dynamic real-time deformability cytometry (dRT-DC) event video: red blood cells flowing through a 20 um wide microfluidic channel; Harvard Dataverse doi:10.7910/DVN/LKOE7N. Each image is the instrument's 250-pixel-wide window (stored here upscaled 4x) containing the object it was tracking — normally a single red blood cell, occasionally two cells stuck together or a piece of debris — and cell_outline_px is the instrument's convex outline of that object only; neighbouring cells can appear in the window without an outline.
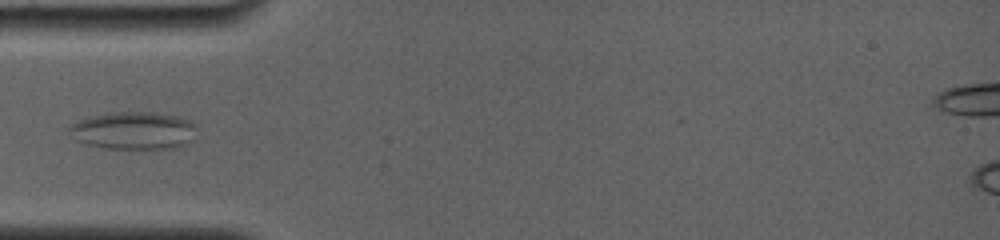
{"species": "common noctule bat (a hibernating species)", "species_latin": "Nyctalus noctula", "temperature_condition": "room temperature", "stored_images_in_passage": 28, "camera_frame_rate_fps": 4000, "um_per_image_px": 0.085, "animal": {"sex": "female", "body_mass_g": 19.0, "forearm_length_mm": 56.7}, "frame": {"image": 1, "passage_image": 1, "time_ms": 0.0, "image_size_px": [1000, 240], "cell_outline_px": [[196, 140], [188, 144], [176, 148], [108, 148], [84, 144], [76, 140], [68, 132], [68, 128], [72, 124], [80, 120], [96, 116], [120, 112], [152, 112], [172, 116], [188, 120], [196, 128]], "centroid_in_image_um": [11.4, 11.12], "position_along_channel_um": 73.6, "area_um2": 27.69}}
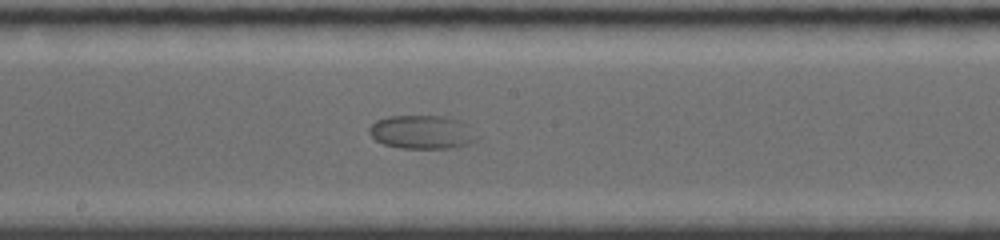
{"frame": {"image": 2, "passage_image": 11, "time_ms": 3.75, "image_size_px": [1000, 240], "cell_outline_px": [[480, 140], [468, 144], [452, 148], [400, 148], [384, 144], [376, 140], [368, 132], [368, 128], [376, 120], [388, 116], [444, 116], [456, 120], [464, 124], [480, 136]], "centroid_in_image_um": [35.88, 11.24], "position_along_channel_um": 212.3, "area_um2": 21.1}}
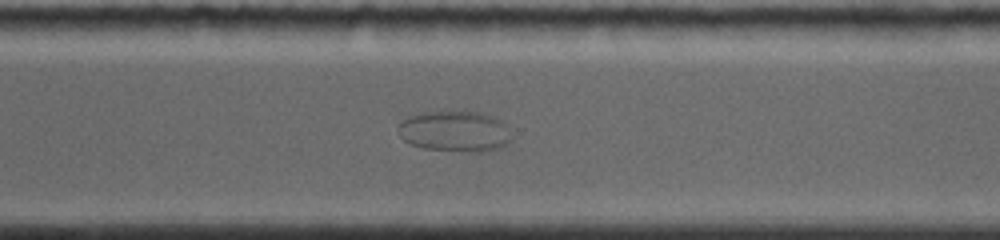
{"frame": {"image": 3, "passage_image": 18, "time_ms": 7.0, "image_size_px": [1000, 240], "cell_outline_px": [[508, 140], [500, 148], [484, 152], [480, 152], [424, 148], [412, 144], [404, 140], [400, 136], [396, 128], [400, 120], [408, 116], [424, 112], [484, 112], [500, 120], [504, 124]], "centroid_in_image_um": [38.57, 11.15], "position_along_channel_um": 332.0, "area_um2": 26.53}}